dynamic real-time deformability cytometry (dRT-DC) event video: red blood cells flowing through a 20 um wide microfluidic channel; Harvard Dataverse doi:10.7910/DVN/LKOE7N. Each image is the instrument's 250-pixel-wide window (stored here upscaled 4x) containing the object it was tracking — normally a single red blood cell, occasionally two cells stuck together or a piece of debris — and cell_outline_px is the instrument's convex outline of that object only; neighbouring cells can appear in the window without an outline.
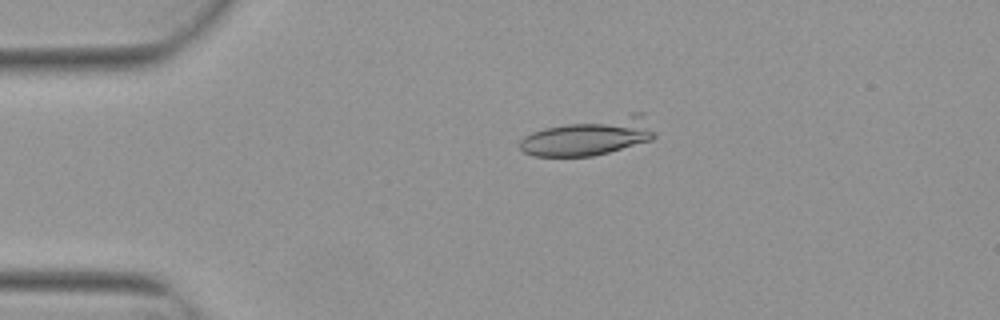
{"species": "Egyptian fruit bat (a non-hibernating species)", "species_latin": "Rousettus aegyptiacus", "temperature_condition": "warm", "stored_images_in_passage": 3, "camera_frame_rate_fps": 3000, "um_per_image_px": 0.085, "animal": {"sex": "female"}, "frame": {"image": 1, "passage_image": 2, "time_ms": 0.333, "image_size_px": [1000, 320], "cell_outline_px": [[656, 136], [652, 140], [608, 152], [592, 156], [532, 156], [524, 152], [520, 148], [520, 140], [524, 136], [532, 132], [544, 128], [632, 112], [644, 112], [656, 132]], "centroid_in_image_um": [50.14, 11.59], "position_along_channel_um": 34.9, "area_um2": 29.48}}